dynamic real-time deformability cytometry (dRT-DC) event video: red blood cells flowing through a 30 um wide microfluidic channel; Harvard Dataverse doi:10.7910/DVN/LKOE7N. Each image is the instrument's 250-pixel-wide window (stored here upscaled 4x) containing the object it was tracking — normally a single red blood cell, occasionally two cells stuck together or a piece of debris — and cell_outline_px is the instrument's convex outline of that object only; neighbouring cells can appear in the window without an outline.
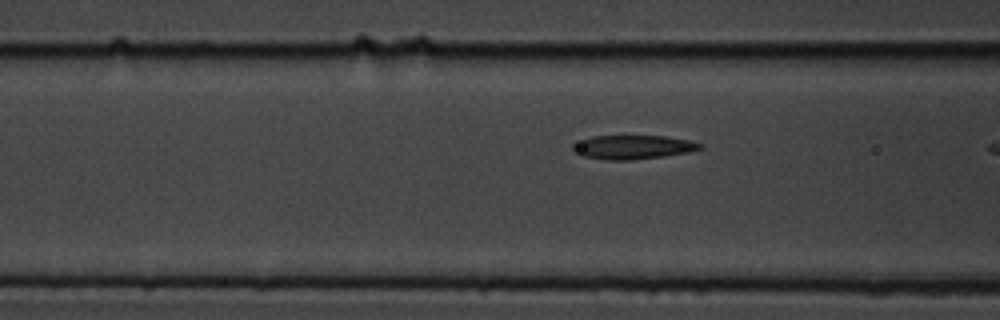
{"species": "common noctule bat (a hibernating species)", "species_latin": "Nyctalus noctula", "temperature_condition": "cold", "stored_images_in_passage": 8, "camera_frame_rate_fps": 3000, "um_per_image_px": 0.085, "animal": {"sex": "male", "body_mass_g": 19.5, "forearm_length_mm": 54.6}, "frame": {"image": 1, "passage_image": 6, "time_ms": 1.667, "image_size_px": [1000, 320], "cell_outline_px": [[704, 148], [688, 152], [664, 156], [632, 160], [604, 160], [584, 156], [572, 152], [572, 144], [592, 136], [664, 136], [688, 140], [704, 144]], "centroid_in_image_um": [53.79, 12.51], "position_along_channel_um": 112.8, "area_um2": 17.8}}